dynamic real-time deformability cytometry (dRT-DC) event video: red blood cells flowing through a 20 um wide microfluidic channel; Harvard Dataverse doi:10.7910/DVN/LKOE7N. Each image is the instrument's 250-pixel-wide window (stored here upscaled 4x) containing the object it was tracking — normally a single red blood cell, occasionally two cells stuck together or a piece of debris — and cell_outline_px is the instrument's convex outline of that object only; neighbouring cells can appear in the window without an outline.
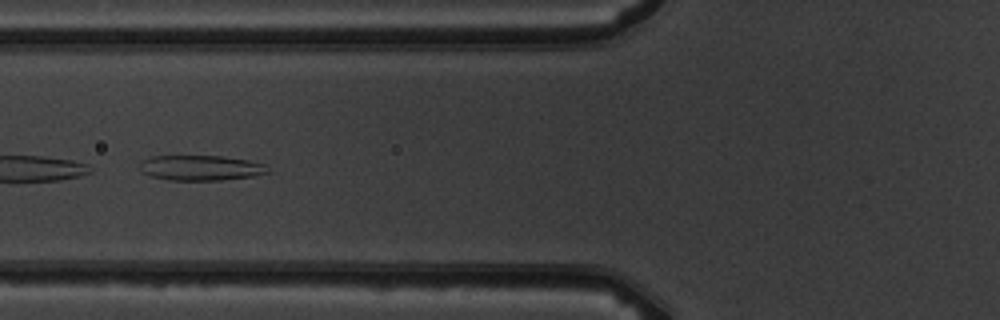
{"species": "common noctule bat (a hibernating species)", "species_latin": "Nyctalus noctula", "temperature_condition": "warm", "stored_images_in_passage": 9, "camera_frame_rate_fps": 3000, "um_per_image_px": 0.085, "animal": {"sex": "male", "body_mass_g": 19.5, "forearm_length_mm": 54.6}, "frame": {"image": 1, "passage_image": 6, "time_ms": 5.667, "image_size_px": [1000, 320], "cell_outline_px": [[272, 172], [252, 176], [220, 180], [168, 180], [148, 176], [140, 172], [140, 164], [144, 160], [152, 156], [224, 156], [248, 160], [264, 164]], "centroid_in_image_um": [17.05, 14.27], "position_along_channel_um": 108.7, "area_um2": 18.9}}
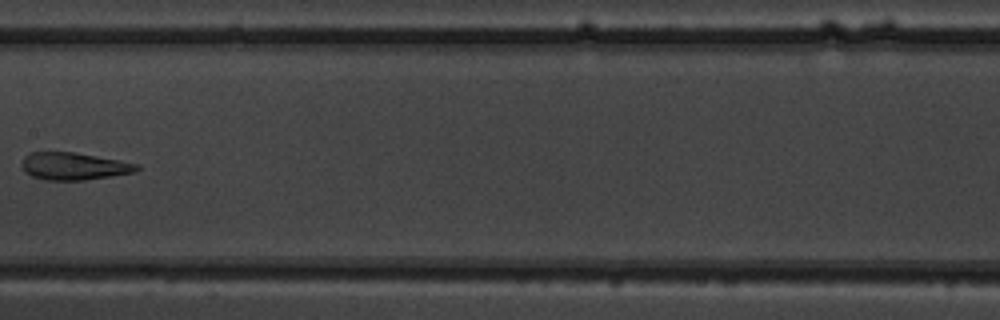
{"frame": {"image": 2, "passage_image": 8, "time_ms": 8.0, "image_size_px": [1000, 320], "cell_outline_px": [[140, 168], [136, 172], [112, 176], [84, 180], [44, 180], [32, 176], [24, 168], [24, 156], [32, 152], [76, 152], [140, 164]], "centroid_in_image_um": [6.35, 14.13], "position_along_channel_um": 201.0, "area_um2": 18.21}}
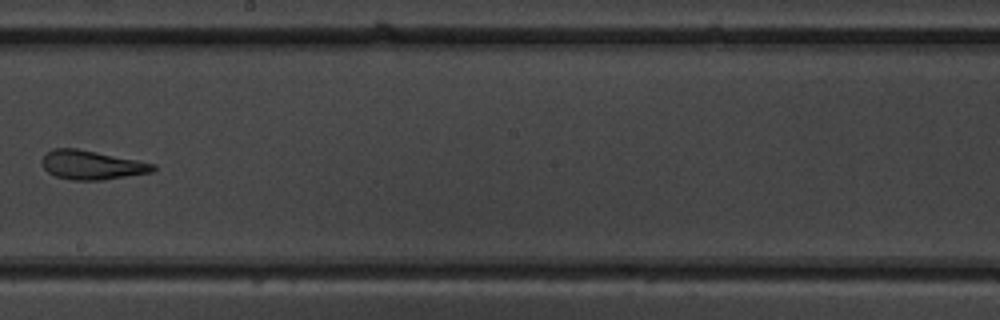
{"frame": {"image": 3, "passage_image": 9, "time_ms": 9.0, "image_size_px": [1000, 320], "cell_outline_px": [[156, 168], [152, 172], [100, 180], [72, 180], [56, 176], [48, 172], [44, 168], [40, 160], [44, 152], [52, 148], [76, 148], [156, 164]], "centroid_in_image_um": [7.73, 14.01], "position_along_channel_um": 240.5, "area_um2": 18.73}}